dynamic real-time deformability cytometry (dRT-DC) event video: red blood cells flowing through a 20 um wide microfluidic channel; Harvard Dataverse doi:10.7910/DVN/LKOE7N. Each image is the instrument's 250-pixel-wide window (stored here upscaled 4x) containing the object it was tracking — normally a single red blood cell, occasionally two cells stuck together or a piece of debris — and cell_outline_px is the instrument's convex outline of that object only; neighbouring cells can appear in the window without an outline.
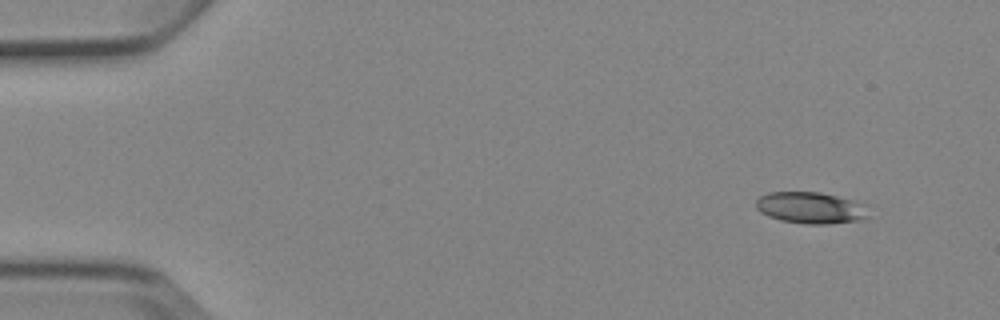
{"species": "Egyptian fruit bat (a non-hibernating species)", "species_latin": "Rousettus aegyptiacus", "temperature_condition": "cold", "stored_images_in_passage": 4, "camera_frame_rate_fps": 3000, "um_per_image_px": 0.085, "animal": {"sex": "female"}, "frame": {"image": 1, "passage_image": 1, "time_ms": 0.0, "image_size_px": [1000, 320], "cell_outline_px": [[872, 216], [860, 220], [828, 224], [804, 224], [780, 220], [768, 216], [760, 212], [756, 208], [756, 200], [760, 196], [768, 192], [820, 192], [856, 200], [868, 204]], "centroid_in_image_um": [69.0, 17.66], "position_along_channel_um": 16.0, "area_um2": 21.27}}
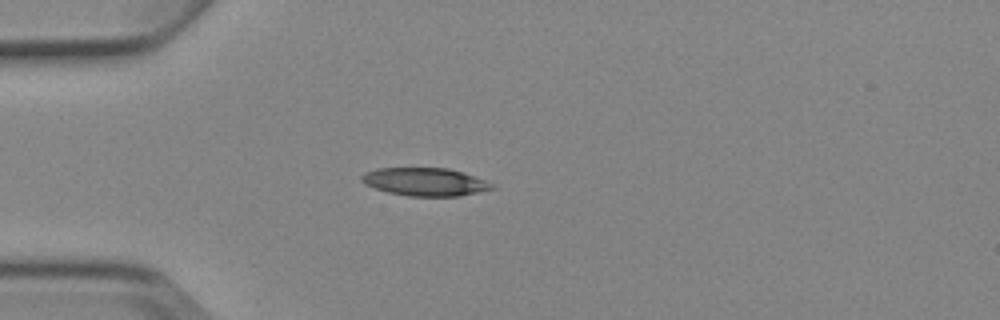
{"frame": {"image": 2, "passage_image": 4, "time_ms": 3.333, "image_size_px": [1000, 320], "cell_outline_px": [[496, 188], [460, 196], [408, 196], [388, 192], [364, 184], [360, 180], [360, 176], [364, 172], [376, 168], [448, 168], [484, 180], [492, 184]], "centroid_in_image_um": [36.07, 15.45], "position_along_channel_um": 48.9, "area_um2": 21.15}}